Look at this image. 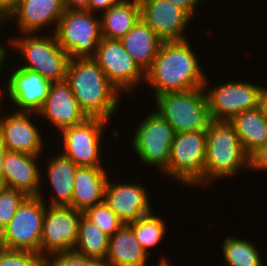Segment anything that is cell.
<instances>
[{
  "label": "cell",
  "mask_w": 267,
  "mask_h": 266,
  "mask_svg": "<svg viewBox=\"0 0 267 266\" xmlns=\"http://www.w3.org/2000/svg\"><path fill=\"white\" fill-rule=\"evenodd\" d=\"M196 56L187 39L162 42L145 72V81L154 88V97L204 87L206 74Z\"/></svg>",
  "instance_id": "obj_1"
},
{
  "label": "cell",
  "mask_w": 267,
  "mask_h": 266,
  "mask_svg": "<svg viewBox=\"0 0 267 266\" xmlns=\"http://www.w3.org/2000/svg\"><path fill=\"white\" fill-rule=\"evenodd\" d=\"M66 81L88 117L111 120L119 108L121 92L92 57L70 59Z\"/></svg>",
  "instance_id": "obj_2"
},
{
  "label": "cell",
  "mask_w": 267,
  "mask_h": 266,
  "mask_svg": "<svg viewBox=\"0 0 267 266\" xmlns=\"http://www.w3.org/2000/svg\"><path fill=\"white\" fill-rule=\"evenodd\" d=\"M243 168L249 169V156L233 125L229 121L210 120L206 129L204 187L212 185L213 180L235 176Z\"/></svg>",
  "instance_id": "obj_3"
},
{
  "label": "cell",
  "mask_w": 267,
  "mask_h": 266,
  "mask_svg": "<svg viewBox=\"0 0 267 266\" xmlns=\"http://www.w3.org/2000/svg\"><path fill=\"white\" fill-rule=\"evenodd\" d=\"M21 34L22 37L9 38L10 46L21 54L23 62L25 60L18 66L39 73L51 83L65 81L70 58L59 45L55 34H51L52 36L47 34L37 36V33Z\"/></svg>",
  "instance_id": "obj_4"
},
{
  "label": "cell",
  "mask_w": 267,
  "mask_h": 266,
  "mask_svg": "<svg viewBox=\"0 0 267 266\" xmlns=\"http://www.w3.org/2000/svg\"><path fill=\"white\" fill-rule=\"evenodd\" d=\"M157 112L175 133L206 130L210 122L204 87L155 97Z\"/></svg>",
  "instance_id": "obj_5"
},
{
  "label": "cell",
  "mask_w": 267,
  "mask_h": 266,
  "mask_svg": "<svg viewBox=\"0 0 267 266\" xmlns=\"http://www.w3.org/2000/svg\"><path fill=\"white\" fill-rule=\"evenodd\" d=\"M205 157L206 130L176 133L164 175L187 187L201 185L204 188Z\"/></svg>",
  "instance_id": "obj_6"
},
{
  "label": "cell",
  "mask_w": 267,
  "mask_h": 266,
  "mask_svg": "<svg viewBox=\"0 0 267 266\" xmlns=\"http://www.w3.org/2000/svg\"><path fill=\"white\" fill-rule=\"evenodd\" d=\"M83 9H65L55 34L70 59L93 57L102 40L101 20Z\"/></svg>",
  "instance_id": "obj_7"
},
{
  "label": "cell",
  "mask_w": 267,
  "mask_h": 266,
  "mask_svg": "<svg viewBox=\"0 0 267 266\" xmlns=\"http://www.w3.org/2000/svg\"><path fill=\"white\" fill-rule=\"evenodd\" d=\"M42 193L38 197H27L18 207L10 223L0 232L1 248L40 254L47 206Z\"/></svg>",
  "instance_id": "obj_8"
},
{
  "label": "cell",
  "mask_w": 267,
  "mask_h": 266,
  "mask_svg": "<svg viewBox=\"0 0 267 266\" xmlns=\"http://www.w3.org/2000/svg\"><path fill=\"white\" fill-rule=\"evenodd\" d=\"M175 134L174 129L155 110L135 128L133 150L143 163L158 167L165 173L168 170L170 148Z\"/></svg>",
  "instance_id": "obj_9"
},
{
  "label": "cell",
  "mask_w": 267,
  "mask_h": 266,
  "mask_svg": "<svg viewBox=\"0 0 267 266\" xmlns=\"http://www.w3.org/2000/svg\"><path fill=\"white\" fill-rule=\"evenodd\" d=\"M207 79L206 76L204 90L211 120L230 121L234 116L260 106L262 86L238 79L207 89Z\"/></svg>",
  "instance_id": "obj_10"
},
{
  "label": "cell",
  "mask_w": 267,
  "mask_h": 266,
  "mask_svg": "<svg viewBox=\"0 0 267 266\" xmlns=\"http://www.w3.org/2000/svg\"><path fill=\"white\" fill-rule=\"evenodd\" d=\"M97 117H89L84 122L63 129L62 154L77 166L103 167L100 145L109 121ZM103 134V135H102Z\"/></svg>",
  "instance_id": "obj_11"
},
{
  "label": "cell",
  "mask_w": 267,
  "mask_h": 266,
  "mask_svg": "<svg viewBox=\"0 0 267 266\" xmlns=\"http://www.w3.org/2000/svg\"><path fill=\"white\" fill-rule=\"evenodd\" d=\"M92 58L122 94L125 91L132 92L145 82V72L125 51L119 39L102 38Z\"/></svg>",
  "instance_id": "obj_12"
},
{
  "label": "cell",
  "mask_w": 267,
  "mask_h": 266,
  "mask_svg": "<svg viewBox=\"0 0 267 266\" xmlns=\"http://www.w3.org/2000/svg\"><path fill=\"white\" fill-rule=\"evenodd\" d=\"M83 212L71 206H46L40 255L46 258L58 252H71L78 237Z\"/></svg>",
  "instance_id": "obj_13"
},
{
  "label": "cell",
  "mask_w": 267,
  "mask_h": 266,
  "mask_svg": "<svg viewBox=\"0 0 267 266\" xmlns=\"http://www.w3.org/2000/svg\"><path fill=\"white\" fill-rule=\"evenodd\" d=\"M140 18L164 41L186 40L185 30L192 17L182 8L165 0H138Z\"/></svg>",
  "instance_id": "obj_14"
},
{
  "label": "cell",
  "mask_w": 267,
  "mask_h": 266,
  "mask_svg": "<svg viewBox=\"0 0 267 266\" xmlns=\"http://www.w3.org/2000/svg\"><path fill=\"white\" fill-rule=\"evenodd\" d=\"M109 179L110 177L105 185L104 202L124 225L138 221L153 211L144 186L128 182L116 183Z\"/></svg>",
  "instance_id": "obj_15"
},
{
  "label": "cell",
  "mask_w": 267,
  "mask_h": 266,
  "mask_svg": "<svg viewBox=\"0 0 267 266\" xmlns=\"http://www.w3.org/2000/svg\"><path fill=\"white\" fill-rule=\"evenodd\" d=\"M8 75L5 92L17 112L38 113L45 102L51 82L39 73L15 66Z\"/></svg>",
  "instance_id": "obj_16"
},
{
  "label": "cell",
  "mask_w": 267,
  "mask_h": 266,
  "mask_svg": "<svg viewBox=\"0 0 267 266\" xmlns=\"http://www.w3.org/2000/svg\"><path fill=\"white\" fill-rule=\"evenodd\" d=\"M33 112L13 111L10 115H0V140L8 151L40 156L43 150L41 131L31 120Z\"/></svg>",
  "instance_id": "obj_17"
},
{
  "label": "cell",
  "mask_w": 267,
  "mask_h": 266,
  "mask_svg": "<svg viewBox=\"0 0 267 266\" xmlns=\"http://www.w3.org/2000/svg\"><path fill=\"white\" fill-rule=\"evenodd\" d=\"M34 114L50 121L59 132L89 118L81 109L66 80L51 83L45 102L38 113Z\"/></svg>",
  "instance_id": "obj_18"
},
{
  "label": "cell",
  "mask_w": 267,
  "mask_h": 266,
  "mask_svg": "<svg viewBox=\"0 0 267 266\" xmlns=\"http://www.w3.org/2000/svg\"><path fill=\"white\" fill-rule=\"evenodd\" d=\"M64 10L63 0H18L13 11L0 25L15 20L22 33L38 34V31L40 33L54 23L56 30Z\"/></svg>",
  "instance_id": "obj_19"
},
{
  "label": "cell",
  "mask_w": 267,
  "mask_h": 266,
  "mask_svg": "<svg viewBox=\"0 0 267 266\" xmlns=\"http://www.w3.org/2000/svg\"><path fill=\"white\" fill-rule=\"evenodd\" d=\"M39 157L7 151L3 161V186L21 191L27 197H38L42 186Z\"/></svg>",
  "instance_id": "obj_20"
},
{
  "label": "cell",
  "mask_w": 267,
  "mask_h": 266,
  "mask_svg": "<svg viewBox=\"0 0 267 266\" xmlns=\"http://www.w3.org/2000/svg\"><path fill=\"white\" fill-rule=\"evenodd\" d=\"M107 173L103 167L78 166L73 181L71 207L84 212L104 202Z\"/></svg>",
  "instance_id": "obj_21"
},
{
  "label": "cell",
  "mask_w": 267,
  "mask_h": 266,
  "mask_svg": "<svg viewBox=\"0 0 267 266\" xmlns=\"http://www.w3.org/2000/svg\"><path fill=\"white\" fill-rule=\"evenodd\" d=\"M125 51L146 72L156 58L162 40L141 18L119 39Z\"/></svg>",
  "instance_id": "obj_22"
},
{
  "label": "cell",
  "mask_w": 267,
  "mask_h": 266,
  "mask_svg": "<svg viewBox=\"0 0 267 266\" xmlns=\"http://www.w3.org/2000/svg\"><path fill=\"white\" fill-rule=\"evenodd\" d=\"M150 256L140 245L134 232L123 225L109 238L105 266H146Z\"/></svg>",
  "instance_id": "obj_23"
},
{
  "label": "cell",
  "mask_w": 267,
  "mask_h": 266,
  "mask_svg": "<svg viewBox=\"0 0 267 266\" xmlns=\"http://www.w3.org/2000/svg\"><path fill=\"white\" fill-rule=\"evenodd\" d=\"M57 157L49 158L46 161V172L52 188V195L48 203L51 206H71L73 196V181L77 165L59 153Z\"/></svg>",
  "instance_id": "obj_24"
},
{
  "label": "cell",
  "mask_w": 267,
  "mask_h": 266,
  "mask_svg": "<svg viewBox=\"0 0 267 266\" xmlns=\"http://www.w3.org/2000/svg\"><path fill=\"white\" fill-rule=\"evenodd\" d=\"M229 122L233 125L248 156L267 143V116L261 106L246 110Z\"/></svg>",
  "instance_id": "obj_25"
},
{
  "label": "cell",
  "mask_w": 267,
  "mask_h": 266,
  "mask_svg": "<svg viewBox=\"0 0 267 266\" xmlns=\"http://www.w3.org/2000/svg\"><path fill=\"white\" fill-rule=\"evenodd\" d=\"M101 14L102 38L120 39L140 19L139 1L122 0Z\"/></svg>",
  "instance_id": "obj_26"
},
{
  "label": "cell",
  "mask_w": 267,
  "mask_h": 266,
  "mask_svg": "<svg viewBox=\"0 0 267 266\" xmlns=\"http://www.w3.org/2000/svg\"><path fill=\"white\" fill-rule=\"evenodd\" d=\"M109 238L106 233L82 214L73 251L79 255L105 262L108 254Z\"/></svg>",
  "instance_id": "obj_27"
},
{
  "label": "cell",
  "mask_w": 267,
  "mask_h": 266,
  "mask_svg": "<svg viewBox=\"0 0 267 266\" xmlns=\"http://www.w3.org/2000/svg\"><path fill=\"white\" fill-rule=\"evenodd\" d=\"M222 250L225 266H264L260 251L250 240L226 236Z\"/></svg>",
  "instance_id": "obj_28"
},
{
  "label": "cell",
  "mask_w": 267,
  "mask_h": 266,
  "mask_svg": "<svg viewBox=\"0 0 267 266\" xmlns=\"http://www.w3.org/2000/svg\"><path fill=\"white\" fill-rule=\"evenodd\" d=\"M128 226L134 232L142 248L149 255V249L160 243L163 237H165L164 234H166L167 230L165 221L154 215L153 211L138 221L128 224Z\"/></svg>",
  "instance_id": "obj_29"
},
{
  "label": "cell",
  "mask_w": 267,
  "mask_h": 266,
  "mask_svg": "<svg viewBox=\"0 0 267 266\" xmlns=\"http://www.w3.org/2000/svg\"><path fill=\"white\" fill-rule=\"evenodd\" d=\"M83 215L109 237L113 236L124 225L105 202L86 209Z\"/></svg>",
  "instance_id": "obj_30"
},
{
  "label": "cell",
  "mask_w": 267,
  "mask_h": 266,
  "mask_svg": "<svg viewBox=\"0 0 267 266\" xmlns=\"http://www.w3.org/2000/svg\"><path fill=\"white\" fill-rule=\"evenodd\" d=\"M27 196L13 188L0 186V232L10 223Z\"/></svg>",
  "instance_id": "obj_31"
},
{
  "label": "cell",
  "mask_w": 267,
  "mask_h": 266,
  "mask_svg": "<svg viewBox=\"0 0 267 266\" xmlns=\"http://www.w3.org/2000/svg\"><path fill=\"white\" fill-rule=\"evenodd\" d=\"M0 266H45V258L31 251L7 250L0 247Z\"/></svg>",
  "instance_id": "obj_32"
},
{
  "label": "cell",
  "mask_w": 267,
  "mask_h": 266,
  "mask_svg": "<svg viewBox=\"0 0 267 266\" xmlns=\"http://www.w3.org/2000/svg\"><path fill=\"white\" fill-rule=\"evenodd\" d=\"M45 266H105V263L99 259L82 256L71 251L47 256Z\"/></svg>",
  "instance_id": "obj_33"
},
{
  "label": "cell",
  "mask_w": 267,
  "mask_h": 266,
  "mask_svg": "<svg viewBox=\"0 0 267 266\" xmlns=\"http://www.w3.org/2000/svg\"><path fill=\"white\" fill-rule=\"evenodd\" d=\"M249 169L267 171V143L249 156Z\"/></svg>",
  "instance_id": "obj_34"
},
{
  "label": "cell",
  "mask_w": 267,
  "mask_h": 266,
  "mask_svg": "<svg viewBox=\"0 0 267 266\" xmlns=\"http://www.w3.org/2000/svg\"><path fill=\"white\" fill-rule=\"evenodd\" d=\"M122 0H89V11H107L110 7L119 4Z\"/></svg>",
  "instance_id": "obj_35"
},
{
  "label": "cell",
  "mask_w": 267,
  "mask_h": 266,
  "mask_svg": "<svg viewBox=\"0 0 267 266\" xmlns=\"http://www.w3.org/2000/svg\"><path fill=\"white\" fill-rule=\"evenodd\" d=\"M168 1L176 6H179L180 8L184 9L192 18L194 11L198 7L197 5L202 1V0H165Z\"/></svg>",
  "instance_id": "obj_36"
},
{
  "label": "cell",
  "mask_w": 267,
  "mask_h": 266,
  "mask_svg": "<svg viewBox=\"0 0 267 266\" xmlns=\"http://www.w3.org/2000/svg\"><path fill=\"white\" fill-rule=\"evenodd\" d=\"M18 0H0V24L13 11Z\"/></svg>",
  "instance_id": "obj_37"
},
{
  "label": "cell",
  "mask_w": 267,
  "mask_h": 266,
  "mask_svg": "<svg viewBox=\"0 0 267 266\" xmlns=\"http://www.w3.org/2000/svg\"><path fill=\"white\" fill-rule=\"evenodd\" d=\"M65 9H83L89 11V0H63Z\"/></svg>",
  "instance_id": "obj_38"
},
{
  "label": "cell",
  "mask_w": 267,
  "mask_h": 266,
  "mask_svg": "<svg viewBox=\"0 0 267 266\" xmlns=\"http://www.w3.org/2000/svg\"><path fill=\"white\" fill-rule=\"evenodd\" d=\"M7 151L6 146L0 140V186H3V161Z\"/></svg>",
  "instance_id": "obj_39"
},
{
  "label": "cell",
  "mask_w": 267,
  "mask_h": 266,
  "mask_svg": "<svg viewBox=\"0 0 267 266\" xmlns=\"http://www.w3.org/2000/svg\"><path fill=\"white\" fill-rule=\"evenodd\" d=\"M260 106L262 107L263 112L267 116V88L265 87H262L261 89Z\"/></svg>",
  "instance_id": "obj_40"
},
{
  "label": "cell",
  "mask_w": 267,
  "mask_h": 266,
  "mask_svg": "<svg viewBox=\"0 0 267 266\" xmlns=\"http://www.w3.org/2000/svg\"><path fill=\"white\" fill-rule=\"evenodd\" d=\"M6 49L7 48L5 47V45L0 42V71L2 66H4V62H6L5 60L8 59L6 58V54L8 52Z\"/></svg>",
  "instance_id": "obj_41"
},
{
  "label": "cell",
  "mask_w": 267,
  "mask_h": 266,
  "mask_svg": "<svg viewBox=\"0 0 267 266\" xmlns=\"http://www.w3.org/2000/svg\"><path fill=\"white\" fill-rule=\"evenodd\" d=\"M158 265L156 266H171L170 263H168L167 259H165L164 257L161 258V260H159V263H157Z\"/></svg>",
  "instance_id": "obj_42"
},
{
  "label": "cell",
  "mask_w": 267,
  "mask_h": 266,
  "mask_svg": "<svg viewBox=\"0 0 267 266\" xmlns=\"http://www.w3.org/2000/svg\"><path fill=\"white\" fill-rule=\"evenodd\" d=\"M2 93H3V91L1 92V90H0V99H1V97H2ZM1 101H2V99L0 100V103H1ZM0 107H2L1 104H0ZM0 111H1V110H0ZM0 114H1V112H0Z\"/></svg>",
  "instance_id": "obj_43"
}]
</instances>
